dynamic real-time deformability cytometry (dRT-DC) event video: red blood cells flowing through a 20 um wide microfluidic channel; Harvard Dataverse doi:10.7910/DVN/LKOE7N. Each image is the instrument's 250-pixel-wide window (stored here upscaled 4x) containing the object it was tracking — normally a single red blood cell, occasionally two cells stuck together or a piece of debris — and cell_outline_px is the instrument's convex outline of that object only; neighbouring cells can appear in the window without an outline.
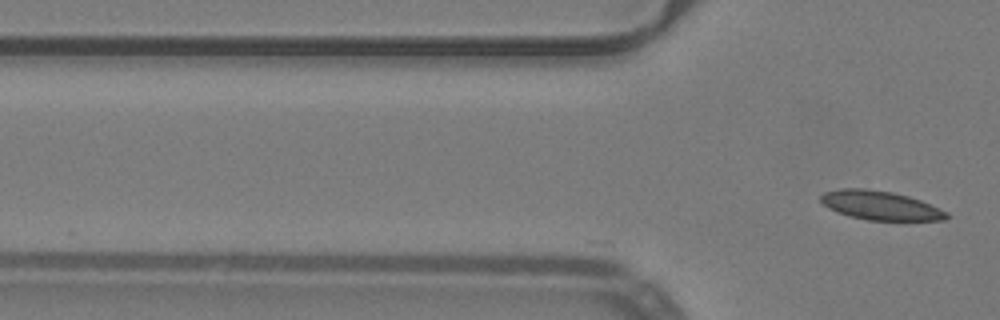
{"species": "common noctule bat (a hibernating species)", "species_latin": "Nyctalus noctula", "temperature_condition": "warm", "stored_images_in_passage": 3, "camera_frame_rate_fps": 3000, "um_per_image_px": 0.085, "animal": {"sex": "male", "body_mass_g": 19.2, "forearm_length_mm": 51.8}, "frame": {"image": 1, "passage_image": 3, "time_ms": 0.667, "image_size_px": [1000, 320], "cell_outline_px": [[952, 216], [944, 220], [868, 220], [848, 216], [836, 212], [828, 208], [820, 200], [820, 196], [824, 192], [840, 188], [868, 188], [892, 192], [908, 196], [920, 200], [948, 212]], "centroid_in_image_um": [74.81, 17.46], "position_along_channel_um": 51.0, "area_um2": 21.39}}